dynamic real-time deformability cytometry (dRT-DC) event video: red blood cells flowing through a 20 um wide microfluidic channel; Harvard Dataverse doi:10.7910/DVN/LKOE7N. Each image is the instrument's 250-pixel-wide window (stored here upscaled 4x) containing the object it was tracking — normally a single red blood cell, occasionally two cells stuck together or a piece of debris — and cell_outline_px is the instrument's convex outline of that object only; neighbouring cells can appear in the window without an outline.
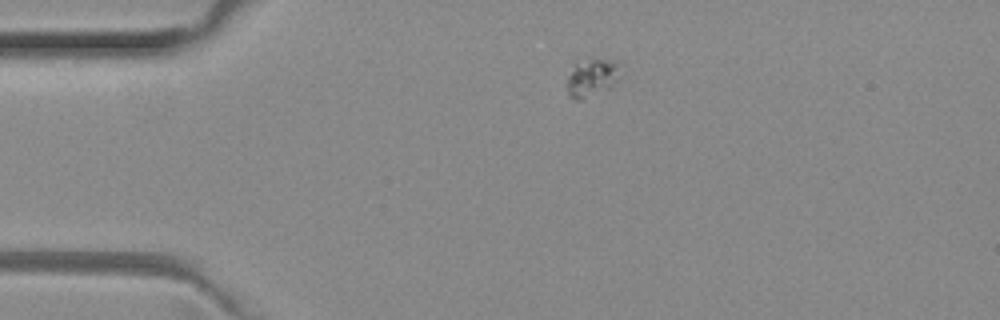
{"species": "common noctule bat (a hibernating species)", "species_latin": "Nyctalus noctula", "temperature_condition": "room temperature", "stored_images_in_passage": 43, "camera_frame_rate_fps": 3000, "um_per_image_px": 0.085, "animal": {"sex": "female", "body_mass_g": 29.2, "forearm_length_mm": 56.3}, "frame": {"image": 1, "passage_image": 1, "time_ms": 0.0, "image_size_px": [1000, 320], "cell_outline_px": [[624, 64], [620, 76], [612, 88], [580, 100], [576, 100], [568, 96], [568, 76], [576, 64], [588, 60], [620, 60]], "centroid_in_image_um": [50.43, 6.61], "position_along_channel_um": 34.6, "area_um2": 11.96}}
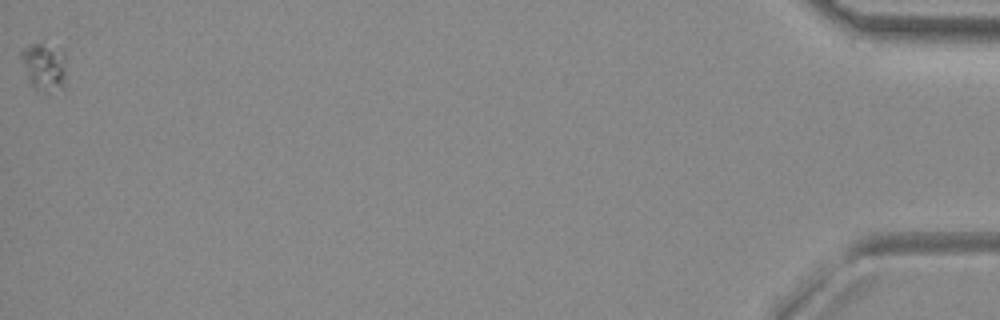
{"frame": {"image": 2, "passage_image": 43, "time_ms": 14.0, "image_size_px": [1000, 320], "cell_outline_px": [[64, 88], [48, 92], [32, 88], [28, 80], [20, 56], [20, 52], [24, 48], [32, 44], [40, 44], [60, 48], [64, 52]], "centroid_in_image_um": [3.74, 5.69], "position_along_channel_um": 431.5, "area_um2": 12.43}}